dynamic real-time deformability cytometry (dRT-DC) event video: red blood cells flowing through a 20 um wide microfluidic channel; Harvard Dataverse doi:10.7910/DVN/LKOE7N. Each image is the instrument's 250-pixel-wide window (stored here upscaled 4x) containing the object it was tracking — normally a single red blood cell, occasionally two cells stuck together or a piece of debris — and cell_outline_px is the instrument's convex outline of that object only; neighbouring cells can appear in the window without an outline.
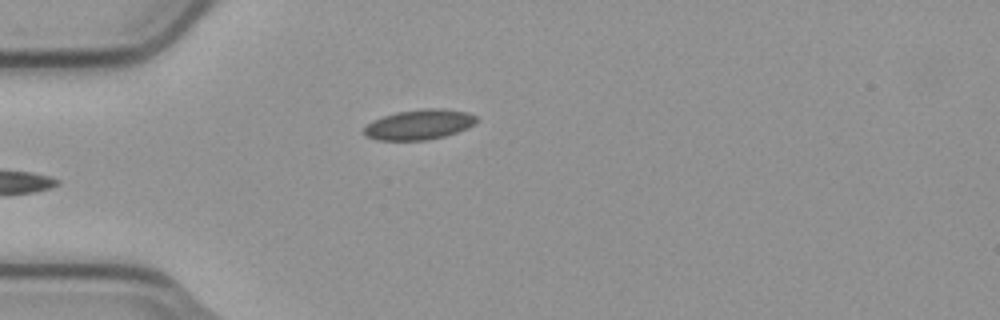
{"species": "common noctule bat (a hibernating species)", "species_latin": "Nyctalus noctula", "temperature_condition": "cold", "stored_images_in_passage": 5, "camera_frame_rate_fps": 3000, "um_per_image_px": 0.085, "animal": {"sex": "male", "body_mass_g": 23.1, "forearm_length_mm": 52.7}, "frame": {"image": 1, "passage_image": 5, "time_ms": 1.333, "image_size_px": [1000, 320], "cell_outline_px": [[480, 120], [468, 128], [444, 136], [424, 140], [376, 140], [364, 136], [360, 132], [372, 120], [396, 112], [424, 108], [444, 108], [468, 112], [476, 116]], "centroid_in_image_um": [35.62, 10.58], "position_along_channel_um": 49.4, "area_um2": 20.0}}